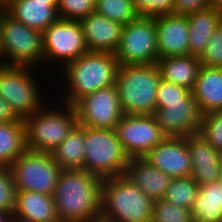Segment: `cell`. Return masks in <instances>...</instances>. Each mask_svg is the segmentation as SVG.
<instances>
[{"label": "cell", "instance_id": "6da1fadb", "mask_svg": "<svg viewBox=\"0 0 222 222\" xmlns=\"http://www.w3.org/2000/svg\"><path fill=\"white\" fill-rule=\"evenodd\" d=\"M102 182L84 169L62 170L53 193L58 219L90 222L100 219Z\"/></svg>", "mask_w": 222, "mask_h": 222}, {"label": "cell", "instance_id": "7a4b0ae2", "mask_svg": "<svg viewBox=\"0 0 222 222\" xmlns=\"http://www.w3.org/2000/svg\"><path fill=\"white\" fill-rule=\"evenodd\" d=\"M119 65L118 59L112 53L88 51L60 71L63 73L60 74L63 78L61 82L65 87L58 88L63 91L55 92L58 96L55 99L74 106L85 95L116 84Z\"/></svg>", "mask_w": 222, "mask_h": 222}, {"label": "cell", "instance_id": "3957f363", "mask_svg": "<svg viewBox=\"0 0 222 222\" xmlns=\"http://www.w3.org/2000/svg\"><path fill=\"white\" fill-rule=\"evenodd\" d=\"M54 95L50 93L55 104L50 102L24 119L27 150L53 153L78 125L75 107L58 102Z\"/></svg>", "mask_w": 222, "mask_h": 222}, {"label": "cell", "instance_id": "277c9868", "mask_svg": "<svg viewBox=\"0 0 222 222\" xmlns=\"http://www.w3.org/2000/svg\"><path fill=\"white\" fill-rule=\"evenodd\" d=\"M160 81L156 64H120L116 85L124 114H153Z\"/></svg>", "mask_w": 222, "mask_h": 222}, {"label": "cell", "instance_id": "5b68a950", "mask_svg": "<svg viewBox=\"0 0 222 222\" xmlns=\"http://www.w3.org/2000/svg\"><path fill=\"white\" fill-rule=\"evenodd\" d=\"M153 201L124 175L102 182L100 218L108 222H151Z\"/></svg>", "mask_w": 222, "mask_h": 222}, {"label": "cell", "instance_id": "8992f818", "mask_svg": "<svg viewBox=\"0 0 222 222\" xmlns=\"http://www.w3.org/2000/svg\"><path fill=\"white\" fill-rule=\"evenodd\" d=\"M38 70L33 66L0 64V97L9 104L17 118L25 119L53 101L44 97V87L39 84L43 77L35 79Z\"/></svg>", "mask_w": 222, "mask_h": 222}, {"label": "cell", "instance_id": "52a82bcc", "mask_svg": "<svg viewBox=\"0 0 222 222\" xmlns=\"http://www.w3.org/2000/svg\"><path fill=\"white\" fill-rule=\"evenodd\" d=\"M0 64L39 69L43 66L42 33L15 20L5 11L0 15Z\"/></svg>", "mask_w": 222, "mask_h": 222}, {"label": "cell", "instance_id": "ba28073f", "mask_svg": "<svg viewBox=\"0 0 222 222\" xmlns=\"http://www.w3.org/2000/svg\"><path fill=\"white\" fill-rule=\"evenodd\" d=\"M84 170L101 179L125 174L129 158L115 129H94L84 126Z\"/></svg>", "mask_w": 222, "mask_h": 222}, {"label": "cell", "instance_id": "9c48e42d", "mask_svg": "<svg viewBox=\"0 0 222 222\" xmlns=\"http://www.w3.org/2000/svg\"><path fill=\"white\" fill-rule=\"evenodd\" d=\"M42 41V71L47 69V65L50 67L51 63L56 69L60 67L59 70H62L67 64L88 52L80 21L58 19L42 32Z\"/></svg>", "mask_w": 222, "mask_h": 222}, {"label": "cell", "instance_id": "30bf717a", "mask_svg": "<svg viewBox=\"0 0 222 222\" xmlns=\"http://www.w3.org/2000/svg\"><path fill=\"white\" fill-rule=\"evenodd\" d=\"M16 191H33L53 196L62 171L52 153L26 150L9 166Z\"/></svg>", "mask_w": 222, "mask_h": 222}, {"label": "cell", "instance_id": "8fae6325", "mask_svg": "<svg viewBox=\"0 0 222 222\" xmlns=\"http://www.w3.org/2000/svg\"><path fill=\"white\" fill-rule=\"evenodd\" d=\"M114 55L119 64H156L159 56L155 18L138 17L124 25Z\"/></svg>", "mask_w": 222, "mask_h": 222}, {"label": "cell", "instance_id": "7c38bea8", "mask_svg": "<svg viewBox=\"0 0 222 222\" xmlns=\"http://www.w3.org/2000/svg\"><path fill=\"white\" fill-rule=\"evenodd\" d=\"M115 132L129 159L144 158L167 137L153 114H124L116 125Z\"/></svg>", "mask_w": 222, "mask_h": 222}, {"label": "cell", "instance_id": "4fadbf2b", "mask_svg": "<svg viewBox=\"0 0 222 222\" xmlns=\"http://www.w3.org/2000/svg\"><path fill=\"white\" fill-rule=\"evenodd\" d=\"M74 107L78 125L94 129H115L124 115L116 84L85 95Z\"/></svg>", "mask_w": 222, "mask_h": 222}, {"label": "cell", "instance_id": "5bb4252c", "mask_svg": "<svg viewBox=\"0 0 222 222\" xmlns=\"http://www.w3.org/2000/svg\"><path fill=\"white\" fill-rule=\"evenodd\" d=\"M153 116L167 137H189L198 134L202 114L189 91L182 101L164 102V108L155 110Z\"/></svg>", "mask_w": 222, "mask_h": 222}, {"label": "cell", "instance_id": "9a60e30c", "mask_svg": "<svg viewBox=\"0 0 222 222\" xmlns=\"http://www.w3.org/2000/svg\"><path fill=\"white\" fill-rule=\"evenodd\" d=\"M143 159L171 178L191 176L192 163L187 137H166Z\"/></svg>", "mask_w": 222, "mask_h": 222}, {"label": "cell", "instance_id": "2e32d148", "mask_svg": "<svg viewBox=\"0 0 222 222\" xmlns=\"http://www.w3.org/2000/svg\"><path fill=\"white\" fill-rule=\"evenodd\" d=\"M159 58L189 55V25L186 15L155 17Z\"/></svg>", "mask_w": 222, "mask_h": 222}, {"label": "cell", "instance_id": "e0dca14e", "mask_svg": "<svg viewBox=\"0 0 222 222\" xmlns=\"http://www.w3.org/2000/svg\"><path fill=\"white\" fill-rule=\"evenodd\" d=\"M88 51L114 54L120 43L124 25L96 12L80 20Z\"/></svg>", "mask_w": 222, "mask_h": 222}, {"label": "cell", "instance_id": "ac0fdd59", "mask_svg": "<svg viewBox=\"0 0 222 222\" xmlns=\"http://www.w3.org/2000/svg\"><path fill=\"white\" fill-rule=\"evenodd\" d=\"M58 2L6 0L4 11L15 20L42 33L59 19L57 15Z\"/></svg>", "mask_w": 222, "mask_h": 222}, {"label": "cell", "instance_id": "d6986e66", "mask_svg": "<svg viewBox=\"0 0 222 222\" xmlns=\"http://www.w3.org/2000/svg\"><path fill=\"white\" fill-rule=\"evenodd\" d=\"M191 156V177L200 186L218 182L222 153L212 148L201 136L187 137Z\"/></svg>", "mask_w": 222, "mask_h": 222}, {"label": "cell", "instance_id": "ffe728a7", "mask_svg": "<svg viewBox=\"0 0 222 222\" xmlns=\"http://www.w3.org/2000/svg\"><path fill=\"white\" fill-rule=\"evenodd\" d=\"M124 176L152 201L164 198L172 180L170 176L151 166L143 158L129 159Z\"/></svg>", "mask_w": 222, "mask_h": 222}, {"label": "cell", "instance_id": "44dd1931", "mask_svg": "<svg viewBox=\"0 0 222 222\" xmlns=\"http://www.w3.org/2000/svg\"><path fill=\"white\" fill-rule=\"evenodd\" d=\"M13 215L19 222L58 220L53 196L33 191H16Z\"/></svg>", "mask_w": 222, "mask_h": 222}, {"label": "cell", "instance_id": "7402d4cb", "mask_svg": "<svg viewBox=\"0 0 222 222\" xmlns=\"http://www.w3.org/2000/svg\"><path fill=\"white\" fill-rule=\"evenodd\" d=\"M192 94L202 115L222 111V68L201 66Z\"/></svg>", "mask_w": 222, "mask_h": 222}, {"label": "cell", "instance_id": "603a6c76", "mask_svg": "<svg viewBox=\"0 0 222 222\" xmlns=\"http://www.w3.org/2000/svg\"><path fill=\"white\" fill-rule=\"evenodd\" d=\"M189 25V55L200 56L215 29L222 22V12L213 6L186 15Z\"/></svg>", "mask_w": 222, "mask_h": 222}, {"label": "cell", "instance_id": "cb8c5ba5", "mask_svg": "<svg viewBox=\"0 0 222 222\" xmlns=\"http://www.w3.org/2000/svg\"><path fill=\"white\" fill-rule=\"evenodd\" d=\"M156 65L161 79L192 91L201 68L199 56H171L158 58Z\"/></svg>", "mask_w": 222, "mask_h": 222}, {"label": "cell", "instance_id": "d4e9b609", "mask_svg": "<svg viewBox=\"0 0 222 222\" xmlns=\"http://www.w3.org/2000/svg\"><path fill=\"white\" fill-rule=\"evenodd\" d=\"M26 150L24 119L0 123V167H9Z\"/></svg>", "mask_w": 222, "mask_h": 222}, {"label": "cell", "instance_id": "484cf974", "mask_svg": "<svg viewBox=\"0 0 222 222\" xmlns=\"http://www.w3.org/2000/svg\"><path fill=\"white\" fill-rule=\"evenodd\" d=\"M191 213L193 220L222 222V185L219 182L200 185Z\"/></svg>", "mask_w": 222, "mask_h": 222}, {"label": "cell", "instance_id": "4316f807", "mask_svg": "<svg viewBox=\"0 0 222 222\" xmlns=\"http://www.w3.org/2000/svg\"><path fill=\"white\" fill-rule=\"evenodd\" d=\"M84 126L77 125L52 155L62 170L84 169Z\"/></svg>", "mask_w": 222, "mask_h": 222}, {"label": "cell", "instance_id": "83f0119b", "mask_svg": "<svg viewBox=\"0 0 222 222\" xmlns=\"http://www.w3.org/2000/svg\"><path fill=\"white\" fill-rule=\"evenodd\" d=\"M198 189L199 185L191 176L172 178L163 199L176 206L191 210Z\"/></svg>", "mask_w": 222, "mask_h": 222}, {"label": "cell", "instance_id": "f1b7e54d", "mask_svg": "<svg viewBox=\"0 0 222 222\" xmlns=\"http://www.w3.org/2000/svg\"><path fill=\"white\" fill-rule=\"evenodd\" d=\"M95 12L123 25L139 17L133 0H95Z\"/></svg>", "mask_w": 222, "mask_h": 222}, {"label": "cell", "instance_id": "f546056e", "mask_svg": "<svg viewBox=\"0 0 222 222\" xmlns=\"http://www.w3.org/2000/svg\"><path fill=\"white\" fill-rule=\"evenodd\" d=\"M198 135L222 153V111L202 115Z\"/></svg>", "mask_w": 222, "mask_h": 222}, {"label": "cell", "instance_id": "4dcf8cb0", "mask_svg": "<svg viewBox=\"0 0 222 222\" xmlns=\"http://www.w3.org/2000/svg\"><path fill=\"white\" fill-rule=\"evenodd\" d=\"M151 222H193V217L190 209L161 199L153 201Z\"/></svg>", "mask_w": 222, "mask_h": 222}, {"label": "cell", "instance_id": "1f68e13d", "mask_svg": "<svg viewBox=\"0 0 222 222\" xmlns=\"http://www.w3.org/2000/svg\"><path fill=\"white\" fill-rule=\"evenodd\" d=\"M95 12V0H59L57 15L59 19L80 21Z\"/></svg>", "mask_w": 222, "mask_h": 222}, {"label": "cell", "instance_id": "d6a6232c", "mask_svg": "<svg viewBox=\"0 0 222 222\" xmlns=\"http://www.w3.org/2000/svg\"><path fill=\"white\" fill-rule=\"evenodd\" d=\"M199 60L204 67L222 68V22L211 35Z\"/></svg>", "mask_w": 222, "mask_h": 222}, {"label": "cell", "instance_id": "836d02e7", "mask_svg": "<svg viewBox=\"0 0 222 222\" xmlns=\"http://www.w3.org/2000/svg\"><path fill=\"white\" fill-rule=\"evenodd\" d=\"M16 188L9 167H0V212L13 213Z\"/></svg>", "mask_w": 222, "mask_h": 222}, {"label": "cell", "instance_id": "e575fe53", "mask_svg": "<svg viewBox=\"0 0 222 222\" xmlns=\"http://www.w3.org/2000/svg\"><path fill=\"white\" fill-rule=\"evenodd\" d=\"M133 3L139 17L173 15L174 0H133Z\"/></svg>", "mask_w": 222, "mask_h": 222}, {"label": "cell", "instance_id": "d590c367", "mask_svg": "<svg viewBox=\"0 0 222 222\" xmlns=\"http://www.w3.org/2000/svg\"><path fill=\"white\" fill-rule=\"evenodd\" d=\"M190 90L183 86L167 82L161 79L156 97V110L164 108V102L182 101V98Z\"/></svg>", "mask_w": 222, "mask_h": 222}, {"label": "cell", "instance_id": "8d00e7d4", "mask_svg": "<svg viewBox=\"0 0 222 222\" xmlns=\"http://www.w3.org/2000/svg\"><path fill=\"white\" fill-rule=\"evenodd\" d=\"M212 6V0H174V15H187Z\"/></svg>", "mask_w": 222, "mask_h": 222}, {"label": "cell", "instance_id": "74e56055", "mask_svg": "<svg viewBox=\"0 0 222 222\" xmlns=\"http://www.w3.org/2000/svg\"><path fill=\"white\" fill-rule=\"evenodd\" d=\"M17 119L9 104L0 97V123L13 122Z\"/></svg>", "mask_w": 222, "mask_h": 222}, {"label": "cell", "instance_id": "f35d334b", "mask_svg": "<svg viewBox=\"0 0 222 222\" xmlns=\"http://www.w3.org/2000/svg\"><path fill=\"white\" fill-rule=\"evenodd\" d=\"M0 222H15L13 213L0 212Z\"/></svg>", "mask_w": 222, "mask_h": 222}, {"label": "cell", "instance_id": "ab89813d", "mask_svg": "<svg viewBox=\"0 0 222 222\" xmlns=\"http://www.w3.org/2000/svg\"><path fill=\"white\" fill-rule=\"evenodd\" d=\"M212 6L219 11H222V0H212Z\"/></svg>", "mask_w": 222, "mask_h": 222}, {"label": "cell", "instance_id": "60d3db41", "mask_svg": "<svg viewBox=\"0 0 222 222\" xmlns=\"http://www.w3.org/2000/svg\"><path fill=\"white\" fill-rule=\"evenodd\" d=\"M218 182L222 185V160H221V163H220V172H219Z\"/></svg>", "mask_w": 222, "mask_h": 222}, {"label": "cell", "instance_id": "b9f144b4", "mask_svg": "<svg viewBox=\"0 0 222 222\" xmlns=\"http://www.w3.org/2000/svg\"><path fill=\"white\" fill-rule=\"evenodd\" d=\"M4 5H5V1L0 0V15L4 12Z\"/></svg>", "mask_w": 222, "mask_h": 222}, {"label": "cell", "instance_id": "7bdbcfd3", "mask_svg": "<svg viewBox=\"0 0 222 222\" xmlns=\"http://www.w3.org/2000/svg\"><path fill=\"white\" fill-rule=\"evenodd\" d=\"M90 222H108V221H105V220H103V219H97V220H94V221H90Z\"/></svg>", "mask_w": 222, "mask_h": 222}, {"label": "cell", "instance_id": "ee69618b", "mask_svg": "<svg viewBox=\"0 0 222 222\" xmlns=\"http://www.w3.org/2000/svg\"><path fill=\"white\" fill-rule=\"evenodd\" d=\"M15 222H19V221H15ZM48 222H62L61 220H55V221H48Z\"/></svg>", "mask_w": 222, "mask_h": 222}, {"label": "cell", "instance_id": "f6af8a7d", "mask_svg": "<svg viewBox=\"0 0 222 222\" xmlns=\"http://www.w3.org/2000/svg\"><path fill=\"white\" fill-rule=\"evenodd\" d=\"M193 222H212V221H197V220H193Z\"/></svg>", "mask_w": 222, "mask_h": 222}, {"label": "cell", "instance_id": "bcb514c9", "mask_svg": "<svg viewBox=\"0 0 222 222\" xmlns=\"http://www.w3.org/2000/svg\"><path fill=\"white\" fill-rule=\"evenodd\" d=\"M41 1H59V0H41Z\"/></svg>", "mask_w": 222, "mask_h": 222}]
</instances>
